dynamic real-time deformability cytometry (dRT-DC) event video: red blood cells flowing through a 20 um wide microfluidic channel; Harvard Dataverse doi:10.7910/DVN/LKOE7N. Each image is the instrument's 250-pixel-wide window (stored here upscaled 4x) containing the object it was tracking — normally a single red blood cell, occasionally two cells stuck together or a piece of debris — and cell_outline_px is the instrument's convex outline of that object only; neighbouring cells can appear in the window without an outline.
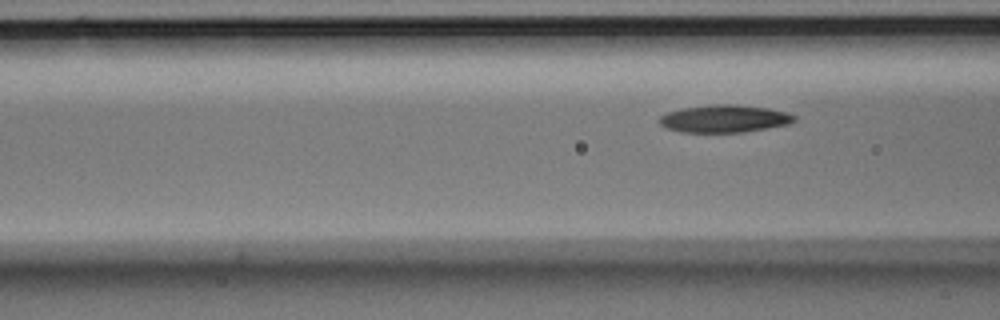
{"species": "Egyptian fruit bat (a non-hibernating species)", "species_latin": "Rousettus aegyptiacus", "temperature_condition": "room temperature", "stored_images_in_passage": 7, "segment_of_instrument_passage": [2, 2], "camera_frame_rate_fps": 3000, "um_per_image_px": 0.085, "animal": {"sex": "male"}, "frame": {"image": 1, "passage_image": 7, "time_ms": 2.0, "image_size_px": [1000, 320], "cell_outline_px": [[796, 120], [788, 124], [768, 128], [744, 132], [680, 132], [668, 128], [660, 124], [660, 116], [668, 112], [680, 108], [716, 104], [736, 104], [768, 108], [784, 112], [796, 116]], "centroid_in_image_um": [61.57, 10.08], "position_along_channel_um": 105.0, "area_um2": 21.56}}